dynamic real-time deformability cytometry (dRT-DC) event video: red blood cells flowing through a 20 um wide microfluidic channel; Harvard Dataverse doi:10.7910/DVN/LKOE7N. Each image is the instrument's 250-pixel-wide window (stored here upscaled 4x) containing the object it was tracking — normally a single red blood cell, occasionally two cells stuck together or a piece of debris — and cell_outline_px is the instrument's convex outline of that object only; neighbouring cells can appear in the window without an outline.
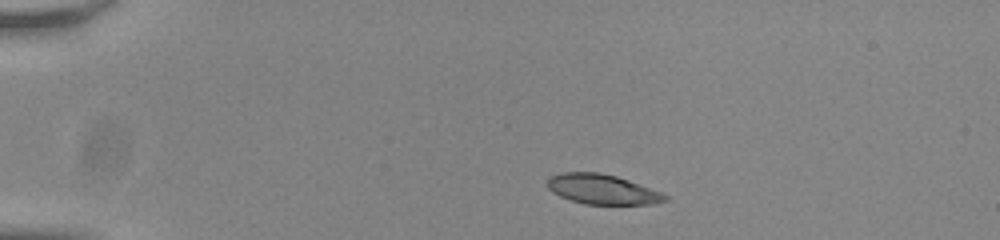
{"species": "common noctule bat (a hibernating species)", "species_latin": "Nyctalus noctula", "temperature_condition": "room temperature", "stored_images_in_passage": 40, "camera_frame_rate_fps": 3000, "um_per_image_px": 0.085, "animal": {"sex": "male", "body_mass_g": 20.0, "forearm_length_mm": 53.3}, "frame": {"image": 1, "passage_image": 1, "time_ms": 0.0, "image_size_px": [1000, 240], "cell_outline_px": [[668, 200], [652, 204], [584, 204], [560, 196], [552, 192], [548, 188], [548, 180], [552, 176], [564, 172], [600, 172], [616, 176], [628, 180], [660, 192], [668, 196]], "centroid_in_image_um": [51.19, 16.09], "position_along_channel_um": 33.8, "area_um2": 20.23}}
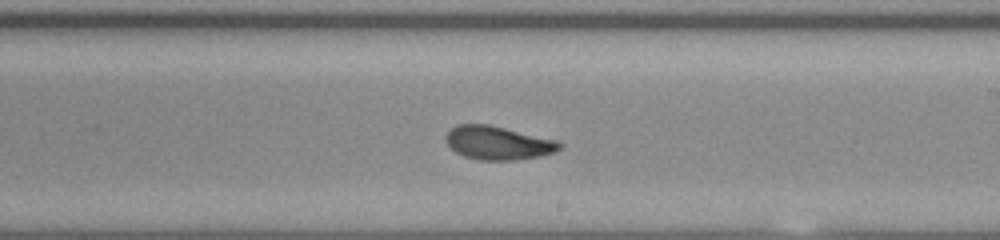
{"frame": {"image": 2, "passage_image": 23, "time_ms": 7.333, "image_size_px": [1000, 240], "cell_outline_px": [[564, 144], [556, 152], [540, 156], [516, 160], [480, 160], [464, 156], [456, 152], [448, 144], [444, 136], [456, 124], [488, 124], [560, 140]], "centroid_in_image_um": [42.38, 12.14], "position_along_channel_um": 246.6, "area_um2": 22.43}}
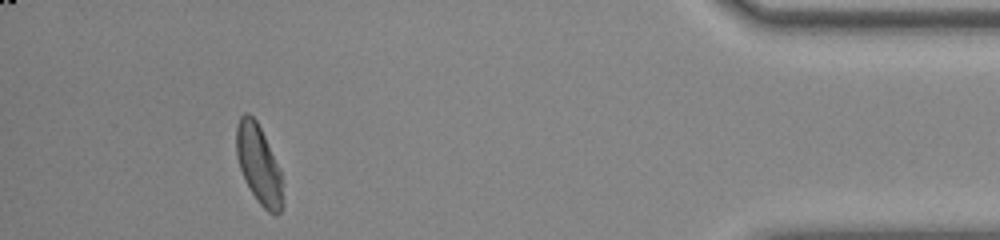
{"frame": {"image": 3, "passage_image": 40, "time_ms": 13.0, "image_size_px": [1000, 240], "cell_outline_px": [[284, 204], [280, 212], [276, 216], [268, 212], [256, 200], [240, 168], [236, 156], [236, 124], [240, 116], [244, 112], [248, 112], [256, 120], [280, 168]], "centroid_in_image_um": [22.0, 13.99], "position_along_channel_um": 413.2, "area_um2": 21.33}, "authors_computed_cell_mechanics": {"area_um2": 22.1374, "velocity_mm_per_s": 3.8178, "shape_relaxation_time_tau1_ms": 4.9438, "shape_relaxation_time_tau2_ms": 1.6171, "deformation_change_tau1": 0.1662, "deformation_change_tau2": 0.0717}}